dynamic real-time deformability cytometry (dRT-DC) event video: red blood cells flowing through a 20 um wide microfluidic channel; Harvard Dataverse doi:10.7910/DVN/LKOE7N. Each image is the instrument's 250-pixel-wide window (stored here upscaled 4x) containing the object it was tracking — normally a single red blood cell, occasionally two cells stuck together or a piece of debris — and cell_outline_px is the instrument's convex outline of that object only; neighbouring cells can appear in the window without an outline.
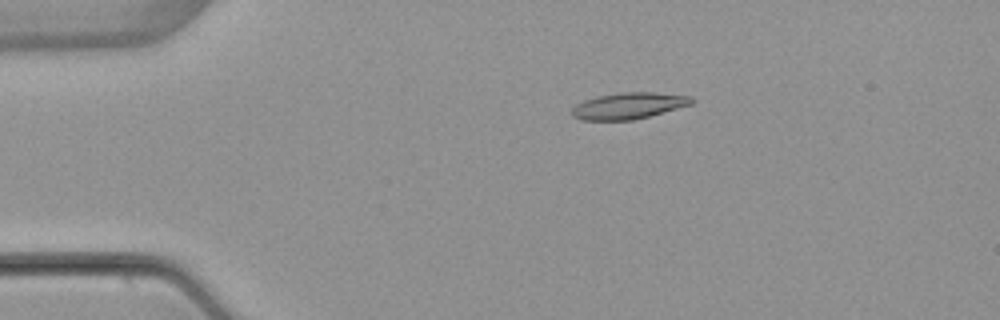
{"species": "common noctule bat (a hibernating species)", "species_latin": "Nyctalus noctula", "temperature_condition": "warm", "stored_images_in_passage": 5, "camera_frame_rate_fps": 3000, "um_per_image_px": 0.085, "animal": {"sex": "female", "body_mass_g": 22.7, "forearm_length_mm": 54.2}, "frame": {"image": 1, "passage_image": 3, "time_ms": 2.333, "image_size_px": [1000, 320], "cell_outline_px": [[696, 100], [692, 104], [648, 116], [632, 120], [580, 120], [572, 116], [572, 108], [576, 104], [584, 100], [596, 96], [620, 92], [656, 92], [692, 96]], "centroid_in_image_um": [53.43, 8.98], "position_along_channel_um": 31.6, "area_um2": 18.5}}
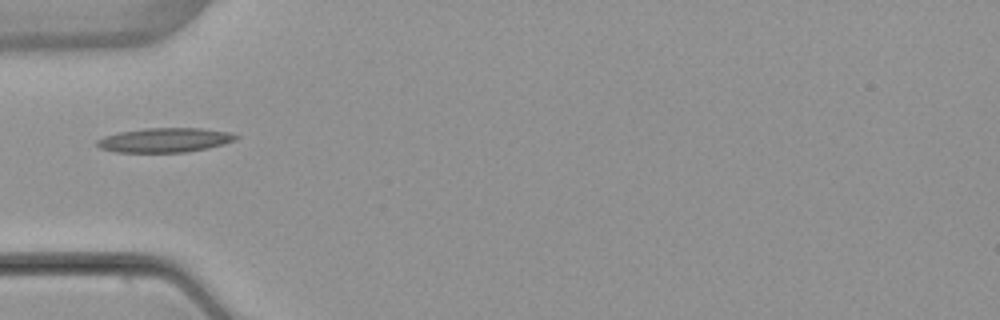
{"frame": {"image": 2, "passage_image": 5, "time_ms": 4.667, "image_size_px": [1000, 320], "cell_outline_px": [[240, 136], [236, 140], [224, 144], [208, 148], [188, 152], [116, 152], [100, 148], [96, 144], [96, 140], [104, 136], [120, 132], [144, 128], [200, 128], [228, 132]], "centroid_in_image_um": [14.01, 11.91], "position_along_channel_um": 71.0, "area_um2": 19.77}}